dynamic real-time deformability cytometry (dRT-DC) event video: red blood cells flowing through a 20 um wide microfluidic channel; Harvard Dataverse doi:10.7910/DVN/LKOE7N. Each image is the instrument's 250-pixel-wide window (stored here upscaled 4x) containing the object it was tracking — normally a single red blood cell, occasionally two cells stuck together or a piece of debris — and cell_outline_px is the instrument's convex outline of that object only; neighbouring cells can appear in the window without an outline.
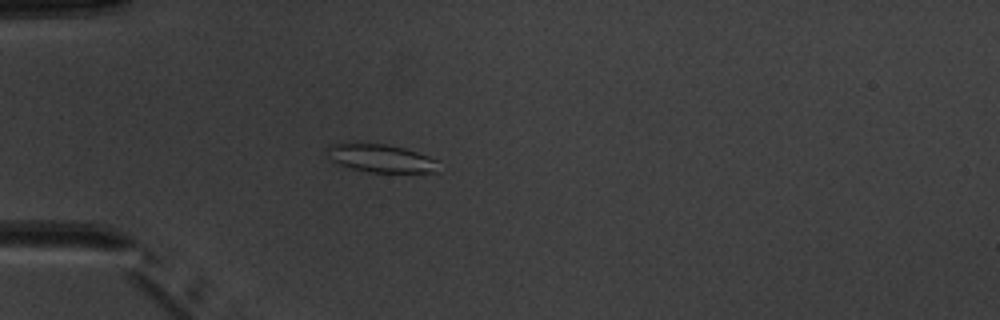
{"species": "common noctule bat (a hibernating species)", "species_latin": "Nyctalus noctula", "temperature_condition": "warm", "stored_images_in_passage": 4, "camera_frame_rate_fps": 3000, "um_per_image_px": 0.085, "animal": {"sex": "male", "body_mass_g": 20.1, "forearm_length_mm": 53.5}, "frame": {"image": 1, "passage_image": 4, "time_ms": 3.667, "image_size_px": [1000, 320], "cell_outline_px": [[440, 172], [368, 172], [352, 168], [340, 164], [332, 160], [324, 148], [328, 144], [388, 144], [404, 148], [428, 156], [436, 160]], "centroid_in_image_um": [32.38, 13.46], "position_along_channel_um": 52.6, "area_um2": 17.98}}